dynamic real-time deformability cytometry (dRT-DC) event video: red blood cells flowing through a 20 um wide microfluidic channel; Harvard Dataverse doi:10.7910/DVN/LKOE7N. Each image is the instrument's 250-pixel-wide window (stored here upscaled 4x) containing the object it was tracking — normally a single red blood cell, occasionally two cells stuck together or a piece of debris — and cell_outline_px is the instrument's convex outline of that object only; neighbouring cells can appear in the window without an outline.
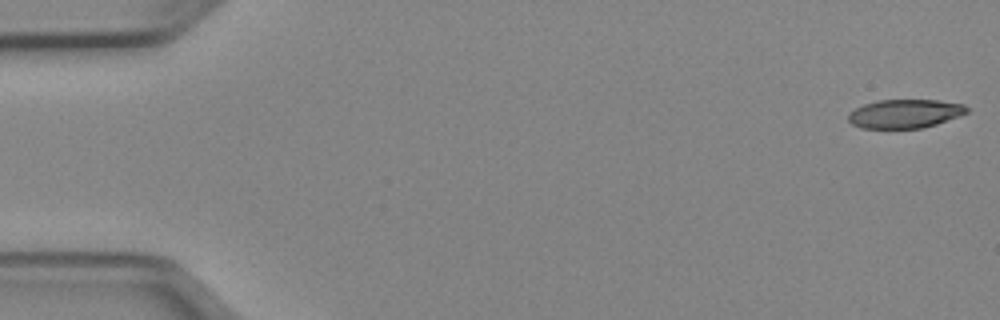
{"species": "Egyptian fruit bat (a non-hibernating species)", "species_latin": "Rousettus aegyptiacus", "temperature_condition": "cold", "stored_images_in_passage": 51, "camera_frame_rate_fps": 3000, "um_per_image_px": 0.085, "animal": {"sex": "female"}, "frame": {"image": 1, "passage_image": 1, "time_ms": 0.0, "image_size_px": [1000, 320], "cell_outline_px": [[968, 112], [960, 116], [936, 124], [920, 128], [860, 128], [852, 124], [848, 120], [848, 112], [864, 104], [876, 100], [940, 100], [964, 104], [968, 108]], "centroid_in_image_um": [76.91, 9.66], "position_along_channel_um": 8.1, "area_um2": 19.94}}
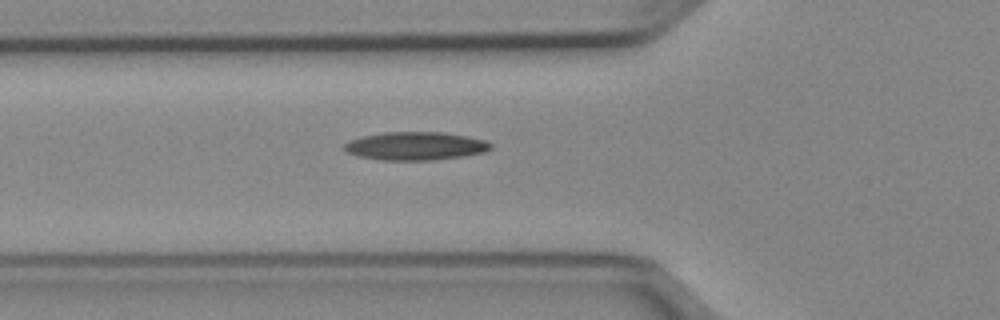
{"frame": {"image": 2, "passage_image": 18, "time_ms": 5.667, "image_size_px": [1000, 320], "cell_outline_px": [[492, 148], [484, 152], [464, 156], [432, 160], [380, 160], [360, 156], [348, 152], [344, 148], [344, 144], [348, 140], [360, 136], [384, 132], [444, 132], [468, 136], [488, 140], [492, 144]], "centroid_in_image_um": [35.34, 12.4], "position_along_channel_um": 90.5, "area_um2": 24.28}}
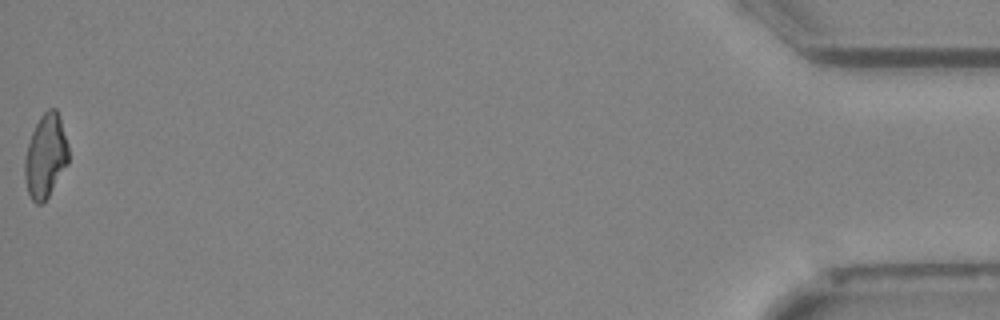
{"frame": {"image": 3, "passage_image": 51, "time_ms": 16.667, "image_size_px": [1000, 320], "cell_outline_px": [[68, 164], [48, 196], [40, 204], [36, 204], [32, 200], [28, 192], [24, 176], [24, 160], [28, 144], [32, 132], [40, 116], [48, 108], [56, 108], [60, 116], [68, 144]], "centroid_in_image_um": [3.88, 13.24], "position_along_channel_um": 431.3, "area_um2": 21.27}, "authors_computed_cell_mechanics": {"area_um2": 22.1374, "velocity_mm_per_s": 3.9881, "shape_relaxation_time_tau1_ms": null, "shape_relaxation_time_tau2_ms": 6.9999, "deformation_change_tau1": null, "deformation_change_tau2": 0.176}}